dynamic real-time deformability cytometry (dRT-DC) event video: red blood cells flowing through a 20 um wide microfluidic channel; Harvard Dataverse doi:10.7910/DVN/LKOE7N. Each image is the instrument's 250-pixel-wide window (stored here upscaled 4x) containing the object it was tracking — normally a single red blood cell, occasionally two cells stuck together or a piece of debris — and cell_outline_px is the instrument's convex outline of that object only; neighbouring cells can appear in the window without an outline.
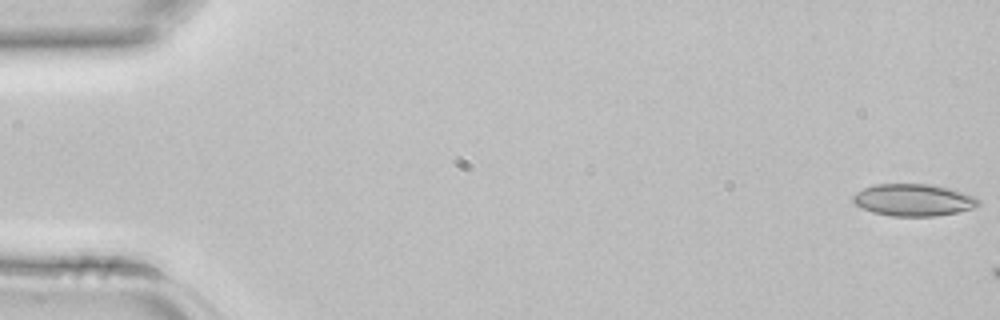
{"species": "common noctule bat (a hibernating species)", "species_latin": "Nyctalus noctula", "temperature_condition": "room temperature", "stored_images_in_passage": 3, "camera_frame_rate_fps": 3000, "um_per_image_px": 0.085, "animal": {"sex": "female", "body_mass_g": 22.7, "forearm_length_mm": 54.2}, "frame": {"image": 1, "passage_image": 1, "time_ms": 0.0, "image_size_px": [1000, 320], "cell_outline_px": [[980, 204], [972, 208], [956, 212], [936, 216], [892, 216], [872, 212], [860, 208], [852, 200], [852, 196], [856, 192], [864, 188], [876, 184], [932, 184], [952, 188], [976, 196], [980, 200]], "centroid_in_image_um": [77.66, 16.99], "position_along_channel_um": 7.3, "area_um2": 23.64}}